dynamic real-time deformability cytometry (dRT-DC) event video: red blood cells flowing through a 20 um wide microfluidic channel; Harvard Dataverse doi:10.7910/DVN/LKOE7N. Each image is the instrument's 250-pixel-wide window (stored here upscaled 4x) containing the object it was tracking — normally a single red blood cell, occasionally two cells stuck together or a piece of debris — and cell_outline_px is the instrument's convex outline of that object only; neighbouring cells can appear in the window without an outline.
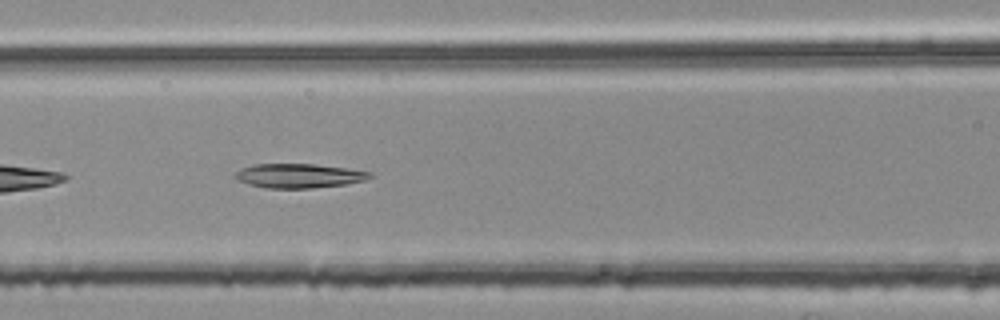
{"species": "common noctule bat (a hibernating species)", "species_latin": "Nyctalus noctula", "temperature_condition": "room temperature", "stored_images_in_passage": 36, "camera_frame_rate_fps": 3000, "um_per_image_px": 0.085, "animal": {"sex": "female", "body_mass_g": 25.1}, "frame": {"image": 1, "passage_image": 7, "time_ms": 2.0, "image_size_px": [1000, 320], "cell_outline_px": [[372, 176], [364, 180], [344, 184], [312, 188], [268, 188], [248, 184], [236, 180], [236, 172], [240, 168], [252, 164], [316, 164], [372, 172]], "centroid_in_image_um": [25.36, 14.93], "position_along_channel_um": 141.2, "area_um2": 18.9}}
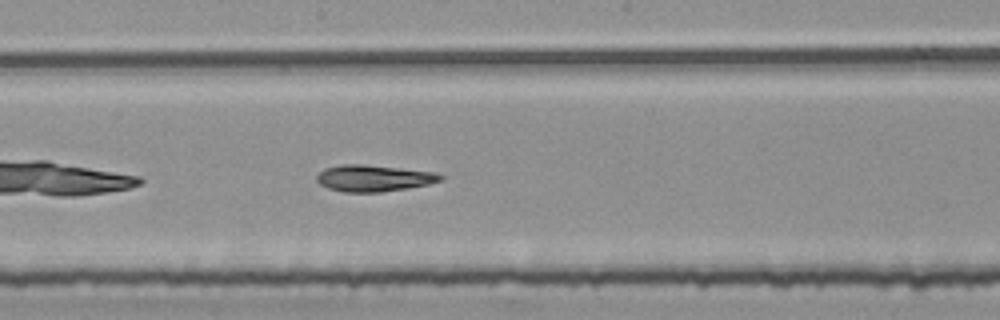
{"frame": {"image": 2, "passage_image": 13, "time_ms": 4.0, "image_size_px": [1000, 320], "cell_outline_px": [[444, 176], [440, 180], [428, 184], [408, 188], [380, 192], [344, 192], [328, 188], [320, 184], [316, 180], [316, 176], [324, 168], [340, 164], [364, 164], [436, 172]], "centroid_in_image_um": [31.74, 15.14], "position_along_channel_um": 216.5, "area_um2": 19.13}}
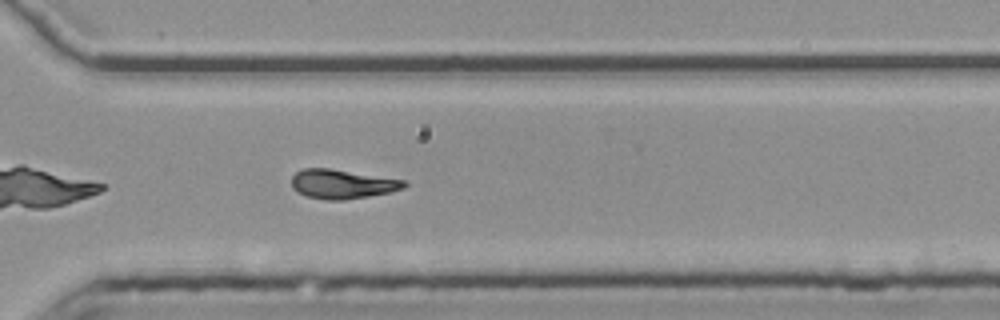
{"frame": {"image": 3, "passage_image": 23, "time_ms": 7.333, "image_size_px": [1000, 320], "cell_outline_px": [[408, 184], [404, 188], [388, 192], [368, 196], [344, 200], [324, 200], [308, 196], [292, 188], [292, 176], [296, 172], [304, 168], [328, 168], [404, 180]], "centroid_in_image_um": [29.07, 15.64], "position_along_channel_um": 341.5, "area_um2": 18.9}, "authors_computed_cell_mechanics": {"area_um2": 18.9006, "velocity_mm_per_s": 3.7679, "shape_relaxation_time_tau1_ms": null, "shape_relaxation_time_tau2_ms": 4.2386, "deformation_change_tau1": null, "deformation_change_tau2": 0.1378}}